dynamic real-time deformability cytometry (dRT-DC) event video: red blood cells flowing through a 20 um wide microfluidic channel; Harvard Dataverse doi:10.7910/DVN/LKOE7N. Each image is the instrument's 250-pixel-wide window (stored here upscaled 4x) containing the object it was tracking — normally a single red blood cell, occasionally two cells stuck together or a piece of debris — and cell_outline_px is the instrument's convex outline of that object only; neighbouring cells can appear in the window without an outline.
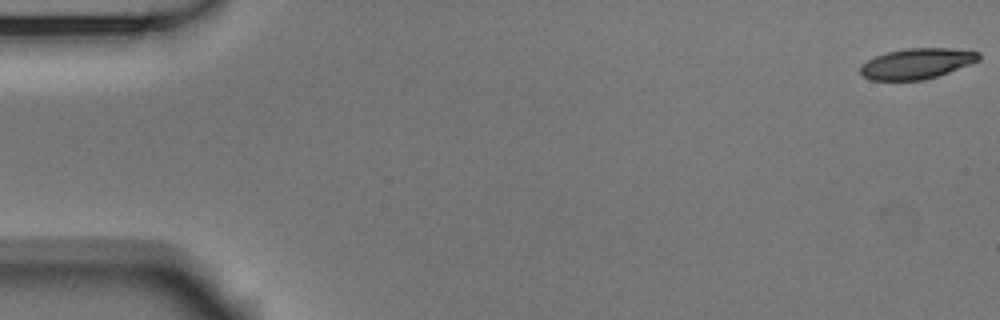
{"species": "Egyptian fruit bat (a non-hibernating species)", "species_latin": "Rousettus aegyptiacus", "temperature_condition": "room temperature", "stored_images_in_passage": 55, "camera_frame_rate_fps": 3000, "um_per_image_px": 0.085, "animal": {"sex": "male"}, "frame": {"image": 1, "passage_image": 1, "time_ms": 0.0, "image_size_px": [1000, 320], "cell_outline_px": [[980, 60], [948, 72], [924, 80], [872, 80], [864, 76], [860, 72], [860, 64], [884, 52], [904, 48], [952, 48], [980, 52]], "centroid_in_image_um": [77.91, 5.39], "position_along_channel_um": 7.1, "area_um2": 21.1}}
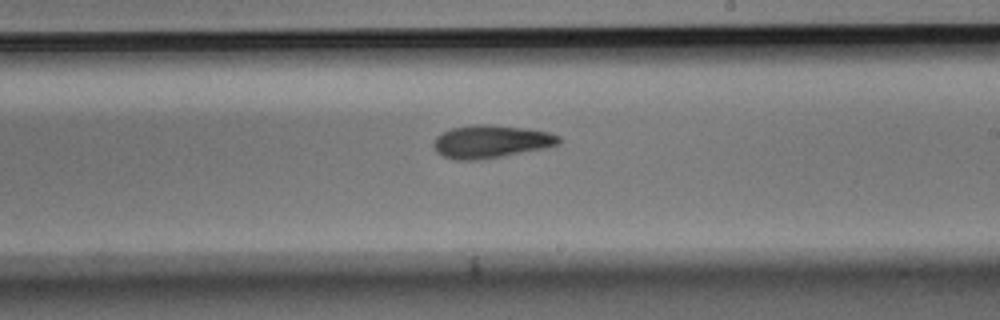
{"frame": {"image": 2, "passage_image": 32, "time_ms": 10.333, "image_size_px": [1000, 320], "cell_outline_px": [[560, 144], [544, 148], [500, 156], [476, 160], [456, 160], [444, 156], [436, 152], [432, 144], [436, 136], [452, 128], [476, 124], [492, 124], [524, 128], [548, 132], [560, 136]], "centroid_in_image_um": [41.71, 12.02], "position_along_channel_um": 247.3, "area_um2": 23.81}}
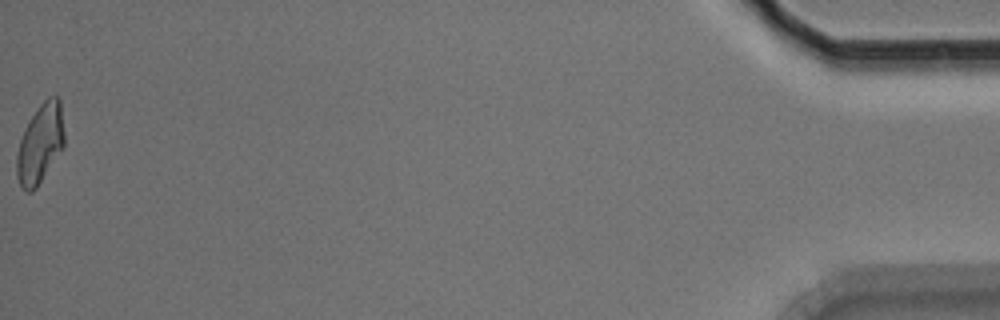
{"frame": {"image": 3, "passage_image": 55, "time_ms": 18.0, "image_size_px": [1000, 320], "cell_outline_px": [[64, 148], [36, 188], [32, 192], [24, 192], [16, 176], [16, 156], [20, 140], [32, 116], [40, 104], [48, 96], [56, 96], [60, 100], [64, 132]], "centroid_in_image_um": [3.42, 12.25], "position_along_channel_um": 431.8, "area_um2": 21.96}, "authors_computed_cell_mechanics": {"area_um2": 22.6576, "velocity_mm_per_s": 3.6985, "shape_relaxation_time_tau1_ms": 5.2681, "shape_relaxation_time_tau2_ms": 8.1291, "deformation_change_tau1": 0.1619, "deformation_change_tau2": 0.1757}}